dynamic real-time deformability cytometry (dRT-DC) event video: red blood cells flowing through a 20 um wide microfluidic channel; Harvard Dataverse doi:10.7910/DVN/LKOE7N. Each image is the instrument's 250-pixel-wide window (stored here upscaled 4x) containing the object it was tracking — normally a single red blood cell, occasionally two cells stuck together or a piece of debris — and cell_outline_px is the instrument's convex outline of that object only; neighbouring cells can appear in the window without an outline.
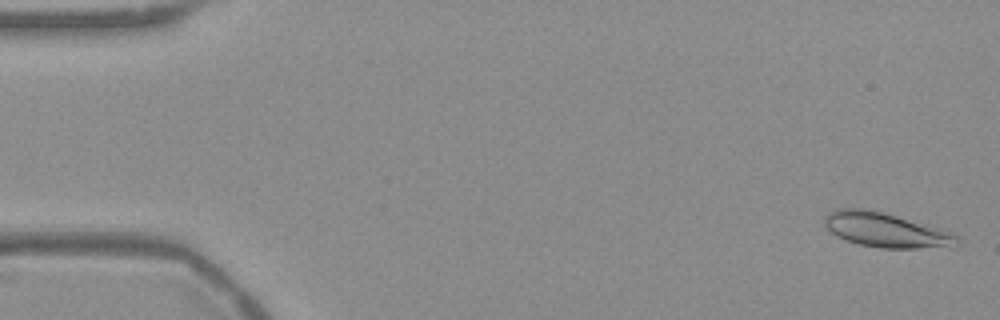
{"species": "Egyptian fruit bat (a non-hibernating species)", "species_latin": "Rousettus aegyptiacus", "temperature_condition": "warm", "stored_images_in_passage": 54, "camera_frame_rate_fps": 3000, "um_per_image_px": 0.085, "frame": {"image": 1, "passage_image": 2, "time_ms": 0.333, "image_size_px": [1000, 320], "cell_outline_px": [[960, 240], [952, 248], [880, 248], [860, 244], [836, 236], [824, 224], [824, 216], [828, 212], [836, 208], [868, 208], [884, 212], [952, 232], [960, 236]], "centroid_in_image_um": [75.33, 19.55], "position_along_channel_um": 9.7, "area_um2": 26.93}}
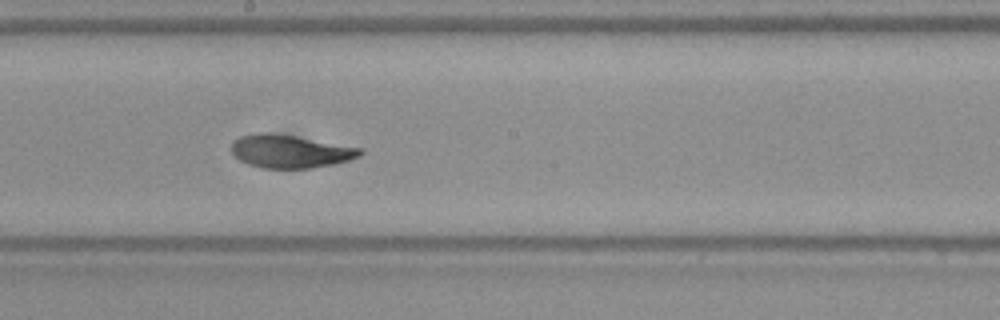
{"frame": {"image": 2, "passage_image": 30, "time_ms": 9.667, "image_size_px": [1000, 320], "cell_outline_px": [[364, 152], [360, 156], [348, 160], [332, 164], [312, 168], [264, 168], [248, 164], [240, 160], [232, 152], [232, 140], [240, 136], [256, 132], [268, 132], [296, 136], [364, 148]], "centroid_in_image_um": [24.67, 12.85], "position_along_channel_um": 223.5, "area_um2": 24.91}}
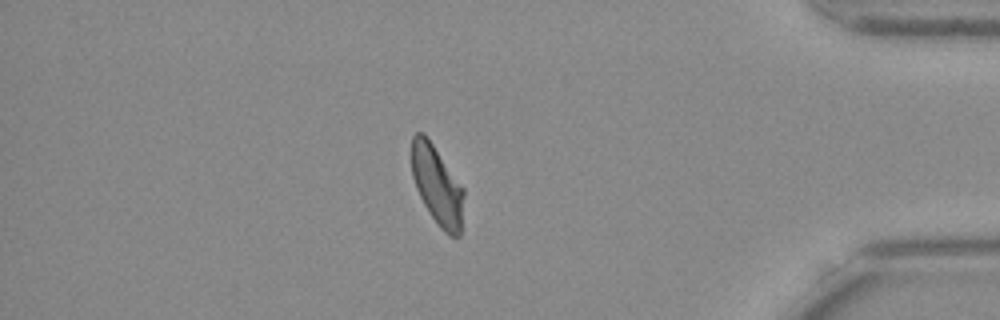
{"frame": {"image": 3, "passage_image": 47, "time_ms": 15.333, "image_size_px": [1000, 320], "cell_outline_px": [[464, 196], [460, 236], [448, 236], [440, 228], [424, 204], [416, 188], [412, 176], [412, 136], [416, 132], [424, 132], [464, 188]], "centroid_in_image_um": [37.16, 15.75], "position_along_channel_um": 398.0, "area_um2": 23.93}, "authors_computed_cell_mechanics": {"area_um2": 24.9985, "velocity_mm_per_s": 3.7355, "shape_relaxation_time_tau1_ms": null, "shape_relaxation_time_tau2_ms": 2.2993, "deformation_change_tau1": null, "deformation_change_tau2": 0.0828}}